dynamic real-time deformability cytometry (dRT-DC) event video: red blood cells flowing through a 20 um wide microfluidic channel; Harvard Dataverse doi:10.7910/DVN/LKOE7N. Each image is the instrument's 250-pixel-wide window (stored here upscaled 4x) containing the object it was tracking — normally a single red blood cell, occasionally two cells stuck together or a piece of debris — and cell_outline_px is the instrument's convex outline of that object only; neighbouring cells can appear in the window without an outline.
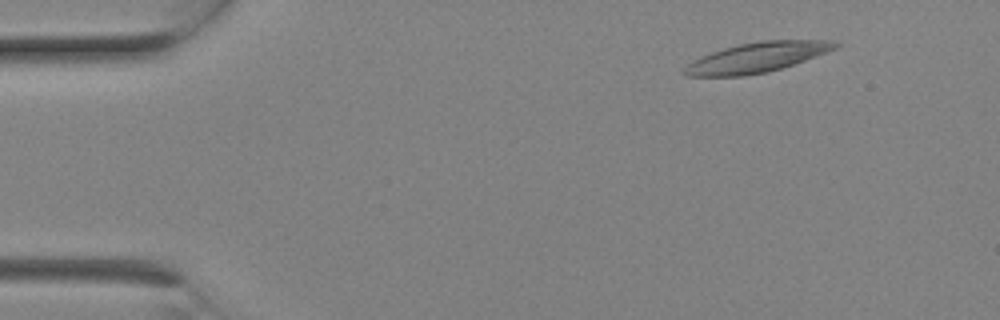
{"species": "Egyptian fruit bat (a non-hibernating species)", "species_latin": "Rousettus aegyptiacus", "temperature_condition": "room temperature", "stored_images_in_passage": 11, "camera_frame_rate_fps": 3000, "um_per_image_px": 0.085, "animal": {"sex": "female"}, "frame": {"image": 1, "passage_image": 3, "time_ms": 0.667, "image_size_px": [1000, 320], "cell_outline_px": [[840, 44], [836, 48], [816, 56], [780, 68], [764, 72], [744, 76], [684, 76], [680, 72], [692, 60], [700, 56], [724, 48], [740, 44], [760, 40], [832, 40]], "centroid_in_image_um": [64.28, 4.88], "position_along_channel_um": 20.7, "area_um2": 26.13}}
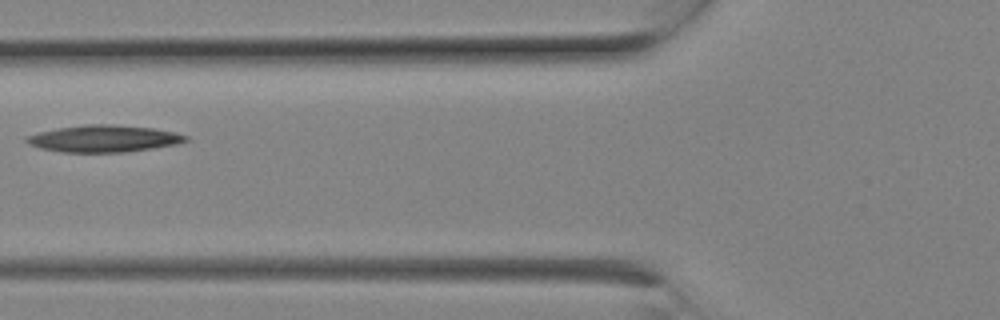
{"frame": {"image": 2, "passage_image": 9, "time_ms": 2.667, "image_size_px": [1000, 320], "cell_outline_px": [[188, 140], [176, 144], [152, 148], [124, 152], [60, 152], [40, 148], [28, 144], [24, 140], [28, 136], [40, 132], [60, 128], [84, 124], [112, 124], [152, 128], [176, 132], [188, 136]], "centroid_in_image_um": [8.83, 11.78], "position_along_channel_um": 117.0, "area_um2": 24.8}}
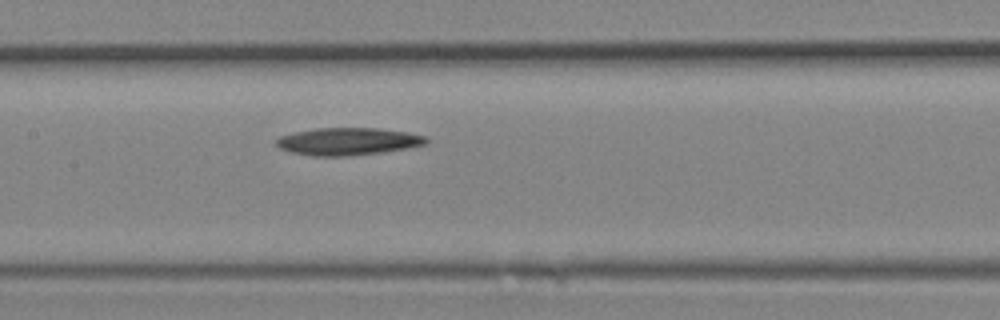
{"frame": {"image": 3, "passage_image": 11, "time_ms": 3.333, "image_size_px": [1000, 320], "cell_outline_px": [[428, 144], [408, 148], [380, 152], [348, 156], [312, 156], [292, 152], [280, 148], [276, 144], [276, 140], [280, 136], [296, 132], [316, 128], [376, 128], [408, 132], [424, 136], [428, 140]], "centroid_in_image_um": [29.59, 12.02], "position_along_channel_um": 177.8, "area_um2": 23.81}}